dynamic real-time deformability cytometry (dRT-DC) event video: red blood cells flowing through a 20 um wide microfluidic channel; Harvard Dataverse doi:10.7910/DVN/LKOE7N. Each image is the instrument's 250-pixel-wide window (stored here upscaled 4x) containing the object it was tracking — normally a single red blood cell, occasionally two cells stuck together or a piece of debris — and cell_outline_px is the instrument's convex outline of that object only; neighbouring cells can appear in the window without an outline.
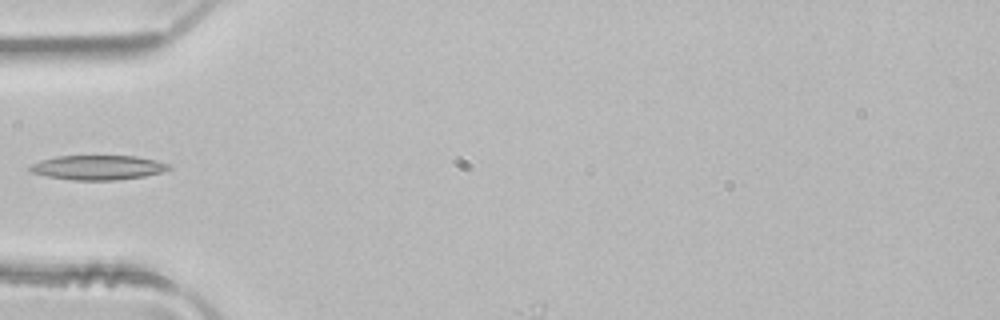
{"species": "common noctule bat (a hibernating species)", "species_latin": "Nyctalus noctula", "temperature_condition": "room temperature", "stored_images_in_passage": 4, "segment_of_instrument_passage": [1, 2], "camera_frame_rate_fps": 3000, "um_per_image_px": 0.085, "animal": {"sex": "male", "body_mass_g": 21.5, "forearm_length_mm": 52.0}, "frame": {"image": 1, "passage_image": 3, "time_ms": 0.667, "image_size_px": [1000, 320], "cell_outline_px": [[172, 168], [164, 172], [144, 176], [116, 180], [72, 180], [48, 176], [32, 172], [28, 168], [32, 164], [40, 160], [56, 156], [136, 156], [156, 160], [172, 164]], "centroid_in_image_um": [8.38, 14.23], "position_along_channel_um": 76.6, "area_um2": 19.94}}